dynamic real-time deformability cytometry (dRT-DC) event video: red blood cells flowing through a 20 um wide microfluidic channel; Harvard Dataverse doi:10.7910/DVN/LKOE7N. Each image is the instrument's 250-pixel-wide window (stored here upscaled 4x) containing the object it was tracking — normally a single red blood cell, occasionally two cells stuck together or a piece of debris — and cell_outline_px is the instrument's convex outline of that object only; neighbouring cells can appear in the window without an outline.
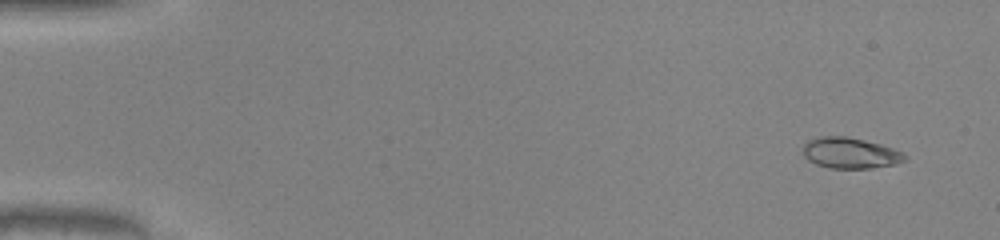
{"species": "common noctule bat (a hibernating species)", "species_latin": "Nyctalus noctula", "temperature_condition": "warm", "stored_images_in_passage": 51, "camera_frame_rate_fps": 3000, "um_per_image_px": 0.085, "animal": {"sex": "male", "body_mass_g": 20.0, "forearm_length_mm": 53.3}, "frame": {"image": 1, "passage_image": 4, "time_ms": 1.0, "image_size_px": [1000, 240], "cell_outline_px": [[908, 160], [896, 164], [872, 168], [828, 168], [816, 164], [808, 160], [804, 156], [804, 144], [808, 140], [820, 136], [848, 136], [880, 144], [904, 152], [908, 156]], "centroid_in_image_um": [72.31, 13.01], "position_along_channel_um": 12.7, "area_um2": 18.5}}
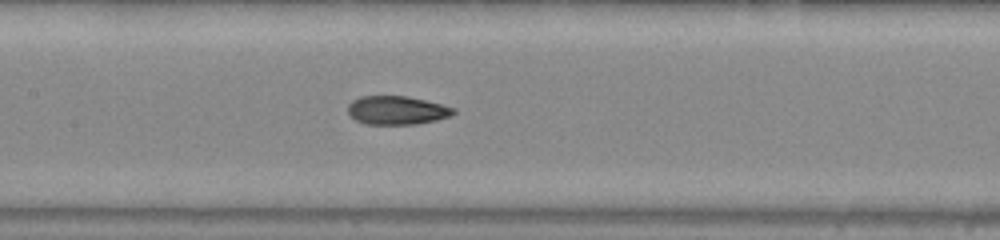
{"frame": {"image": 2, "passage_image": 26, "time_ms": 8.333, "image_size_px": [1000, 240], "cell_outline_px": [[456, 112], [452, 116], [436, 120], [416, 124], [364, 124], [356, 120], [348, 112], [348, 104], [352, 100], [360, 96], [404, 96], [424, 100], [456, 108]], "centroid_in_image_um": [33.74, 9.37], "position_along_channel_um": 173.7, "area_um2": 17.57}}
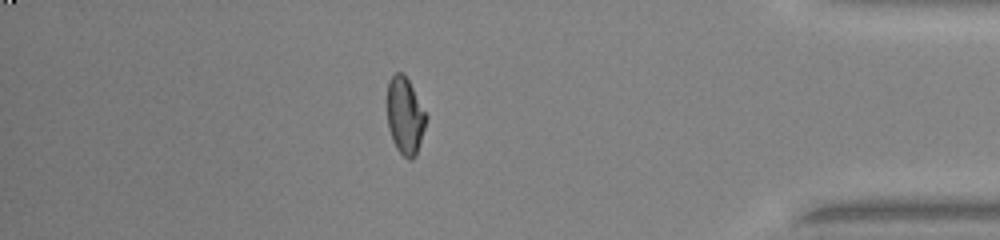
{"frame": {"image": 3, "passage_image": 45, "time_ms": 14.667, "image_size_px": [1000, 240], "cell_outline_px": [[428, 116], [416, 156], [412, 160], [408, 160], [396, 148], [392, 140], [388, 128], [388, 80], [396, 72], [400, 72], [408, 80]], "centroid_in_image_um": [34.43, 9.88], "position_along_channel_um": 400.8, "area_um2": 17.34}, "authors_computed_cell_mechanics": {"area_um2": 17.8602, "velocity_mm_per_s": 4.1243, "shape_relaxation_time_tau1_ms": null, "shape_relaxation_time_tau2_ms": 1.4416, "deformation_change_tau1": null, "deformation_change_tau2": 0.0683}}